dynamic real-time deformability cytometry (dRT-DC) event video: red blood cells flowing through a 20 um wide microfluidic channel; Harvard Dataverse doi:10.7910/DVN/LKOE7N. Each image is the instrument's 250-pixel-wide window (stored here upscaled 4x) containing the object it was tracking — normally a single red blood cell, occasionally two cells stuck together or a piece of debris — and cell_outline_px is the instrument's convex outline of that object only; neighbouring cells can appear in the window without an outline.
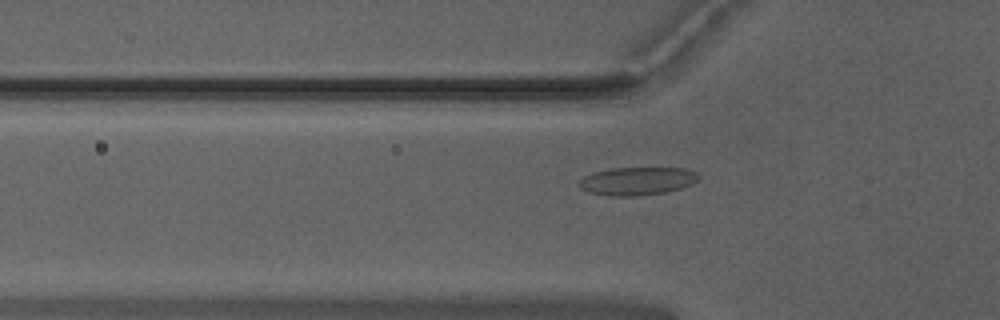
{"species": "Egyptian fruit bat (a non-hibernating species)", "species_latin": "Rousettus aegyptiacus", "temperature_condition": "warm", "stored_images_in_passage": 45, "camera_frame_rate_fps": 3000, "um_per_image_px": 0.085, "animal": {"sex": "male"}, "frame": {"image": 1, "passage_image": 10, "time_ms": 3.0, "image_size_px": [1000, 320], "cell_outline_px": [[700, 176], [692, 184], [680, 188], [664, 192], [640, 196], [608, 196], [588, 192], [580, 188], [576, 184], [584, 176], [592, 172], [612, 168], [684, 168], [696, 172]], "centroid_in_image_um": [54.11, 15.39], "position_along_channel_um": 71.7, "area_um2": 19.65}}
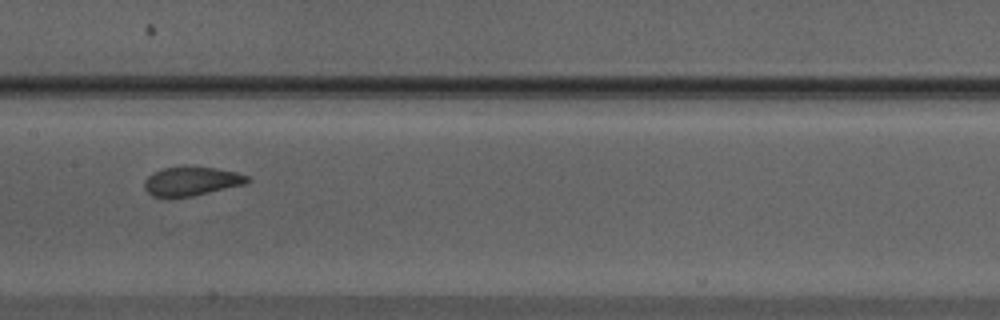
{"frame": {"image": 2, "passage_image": 19, "time_ms": 6.0, "image_size_px": [1000, 320], "cell_outline_px": [[252, 180], [244, 184], [192, 196], [168, 200], [152, 196], [144, 188], [144, 180], [148, 176], [164, 168], [216, 168], [236, 172], [248, 176]], "centroid_in_image_um": [16.24, 15.46], "position_along_channel_um": 191.2, "area_um2": 17.28}}
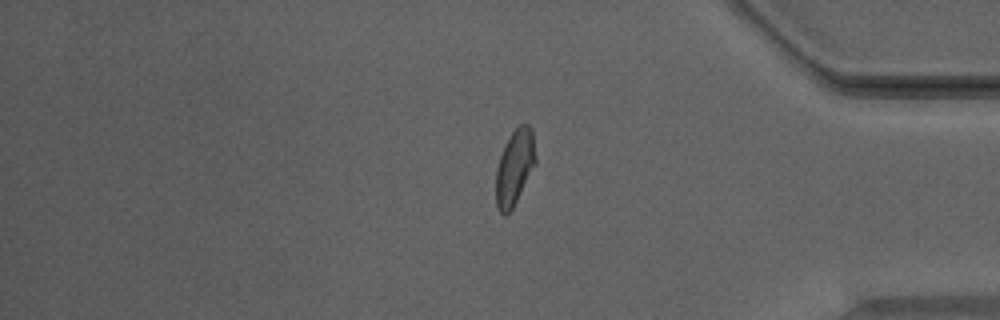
{"frame": {"image": 3, "passage_image": 36, "time_ms": 11.667, "image_size_px": [1000, 320], "cell_outline_px": [[536, 164], [512, 208], [504, 216], [496, 208], [496, 168], [504, 144], [512, 132], [520, 124], [528, 124], [532, 128], [536, 156]], "centroid_in_image_um": [43.74, 14.2], "position_along_channel_um": 391.5, "area_um2": 17.46}, "authors_computed_cell_mechanics": {"area_um2": 17.8602, "velocity_mm_per_s": 3.9604, "shape_relaxation_time_tau1_ms": 3.713, "shape_relaxation_time_tau2_ms": 0.7214, "deformation_change_tau1": 0.1557, "deformation_change_tau2": 0.0678}}